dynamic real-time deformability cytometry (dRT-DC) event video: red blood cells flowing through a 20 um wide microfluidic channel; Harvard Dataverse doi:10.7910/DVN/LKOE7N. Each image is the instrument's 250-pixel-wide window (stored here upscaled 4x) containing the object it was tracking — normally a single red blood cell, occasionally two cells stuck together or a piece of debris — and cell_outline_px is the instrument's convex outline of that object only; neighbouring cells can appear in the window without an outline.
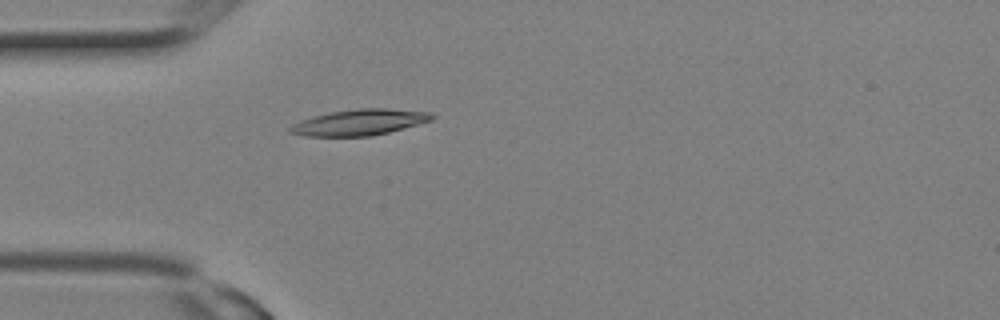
{"species": "Egyptian fruit bat (a non-hibernating species)", "species_latin": "Rousettus aegyptiacus", "temperature_condition": "room temperature", "stored_images_in_passage": 6, "camera_frame_rate_fps": 3000, "um_per_image_px": 0.085, "animal": {"sex": "female"}, "frame": {"image": 1, "passage_image": 1, "time_ms": 0.0, "image_size_px": [1000, 320], "cell_outline_px": [[436, 116], [432, 120], [388, 132], [372, 136], [304, 136], [288, 132], [288, 128], [292, 124], [300, 120], [332, 112], [360, 108], [384, 108], [428, 112]], "centroid_in_image_um": [30.53, 10.4], "position_along_channel_um": 54.5, "area_um2": 21.21}}
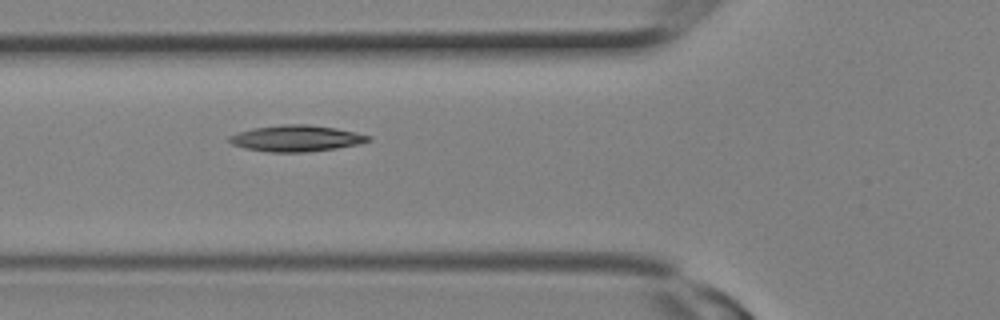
{"frame": {"image": 2, "passage_image": 3, "time_ms": 0.667, "image_size_px": [1000, 320], "cell_outline_px": [[372, 140], [360, 144], [336, 148], [308, 152], [268, 152], [244, 148], [232, 144], [228, 140], [228, 136], [252, 128], [284, 124], [308, 124], [336, 128], [372, 136]], "centroid_in_image_um": [25.2, 11.76], "position_along_channel_um": 100.6, "area_um2": 21.33}}
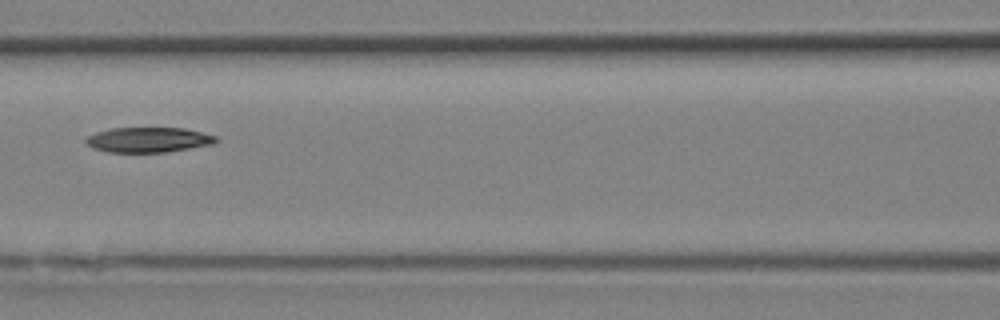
{"frame": {"image": 3, "passage_image": 5, "time_ms": 1.333, "image_size_px": [1000, 320], "cell_outline_px": [[220, 140], [212, 144], [164, 152], [108, 152], [92, 148], [84, 140], [88, 136], [96, 132], [112, 128], [184, 128], [216, 136]], "centroid_in_image_um": [12.59, 11.88], "position_along_channel_um": 154.0, "area_um2": 18.84}}